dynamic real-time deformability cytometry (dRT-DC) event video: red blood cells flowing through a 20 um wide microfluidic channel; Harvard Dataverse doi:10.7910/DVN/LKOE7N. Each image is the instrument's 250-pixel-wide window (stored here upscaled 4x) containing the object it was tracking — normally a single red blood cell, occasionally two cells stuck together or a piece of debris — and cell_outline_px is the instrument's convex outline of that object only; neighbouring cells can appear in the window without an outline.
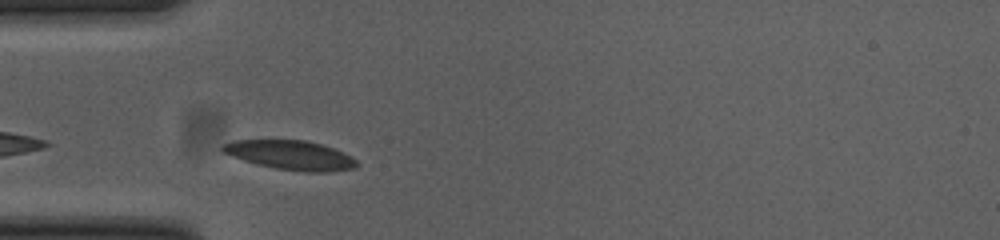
{"species": "common noctule bat (a hibernating species)", "species_latin": "Nyctalus noctula", "temperature_condition": "cold", "stored_images_in_passage": 5, "camera_frame_rate_fps": 3000, "um_per_image_px": 0.085, "animal": {"sex": "female", "body_mass_g": 23.0, "forearm_length_mm": 53.4}, "frame": {"image": 1, "passage_image": 2, "time_ms": 0.333, "image_size_px": [1000, 240], "cell_outline_px": [[360, 164], [356, 168], [328, 172], [304, 172], [276, 168], [244, 160], [232, 156], [224, 152], [220, 148], [224, 144], [232, 140], [304, 140], [320, 144], [332, 148], [356, 160]], "centroid_in_image_um": [24.71, 13.19], "position_along_channel_um": 60.3, "area_um2": 22.54}}